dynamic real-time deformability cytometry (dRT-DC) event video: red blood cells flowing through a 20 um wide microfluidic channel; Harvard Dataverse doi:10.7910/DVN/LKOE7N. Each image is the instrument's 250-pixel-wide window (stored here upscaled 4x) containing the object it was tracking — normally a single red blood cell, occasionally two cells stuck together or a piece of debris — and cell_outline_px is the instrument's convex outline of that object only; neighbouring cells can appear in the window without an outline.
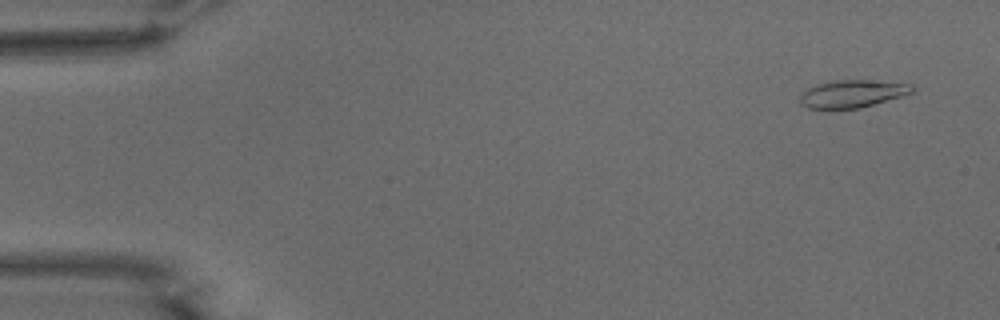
{"species": "common noctule bat (a hibernating species)", "species_latin": "Nyctalus noctula", "temperature_condition": "warm", "stored_images_in_passage": 53, "camera_frame_rate_fps": 3000, "um_per_image_px": 0.085, "animal": {"sex": "male", "body_mass_g": 15.6}, "frame": {"image": 1, "passage_image": 3, "time_ms": 0.667, "image_size_px": [1000, 320], "cell_outline_px": [[916, 88], [912, 92], [900, 96], [860, 108], [808, 108], [800, 104], [800, 96], [808, 88], [816, 84], [836, 80], [864, 80], [912, 84]], "centroid_in_image_um": [72.43, 7.96], "position_along_channel_um": 12.6, "area_um2": 17.69}}
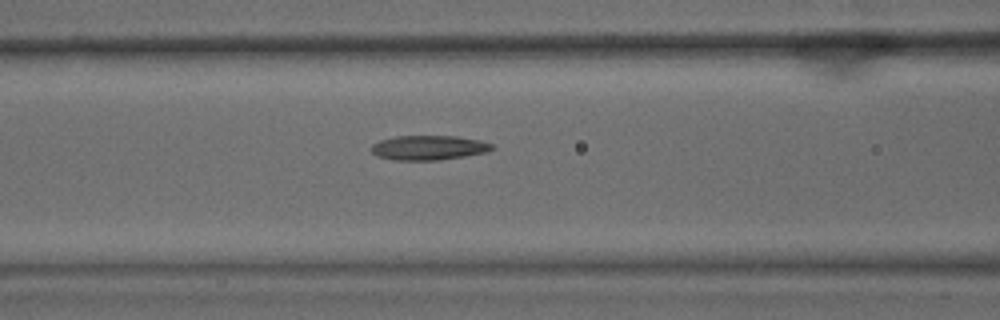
{"frame": {"image": 2, "passage_image": 22, "time_ms": 7.0, "image_size_px": [1000, 320], "cell_outline_px": [[492, 148], [488, 152], [440, 160], [392, 160], [376, 156], [372, 152], [372, 144], [380, 140], [396, 136], [456, 136], [480, 140], [492, 144]], "centroid_in_image_um": [36.41, 12.55], "position_along_channel_um": 130.2, "area_um2": 17.28}}
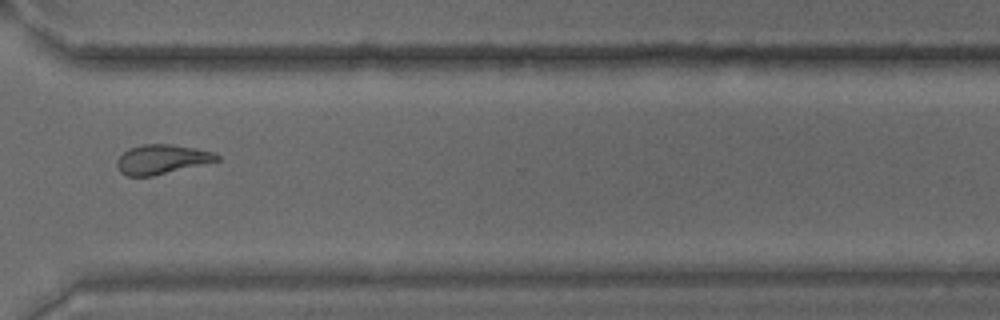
{"frame": {"image": 3, "passage_image": 40, "time_ms": 13.0, "image_size_px": [1000, 320], "cell_outline_px": [[220, 160], [152, 176], [128, 176], [120, 172], [116, 164], [116, 160], [128, 148], [144, 144], [172, 144], [196, 148], [216, 152], [220, 156]], "centroid_in_image_um": [13.76, 13.53], "position_along_channel_um": 356.8, "area_um2": 17.17}, "authors_computed_cell_mechanics": {"area_um2": 17.5712, "velocity_mm_per_s": 3.7809, "shape_relaxation_time_tau1_ms": 8.9886, "shape_relaxation_time_tau2_ms": 2.74, "deformation_change_tau1": 0.2721, "deformation_change_tau2": 0.1159}}